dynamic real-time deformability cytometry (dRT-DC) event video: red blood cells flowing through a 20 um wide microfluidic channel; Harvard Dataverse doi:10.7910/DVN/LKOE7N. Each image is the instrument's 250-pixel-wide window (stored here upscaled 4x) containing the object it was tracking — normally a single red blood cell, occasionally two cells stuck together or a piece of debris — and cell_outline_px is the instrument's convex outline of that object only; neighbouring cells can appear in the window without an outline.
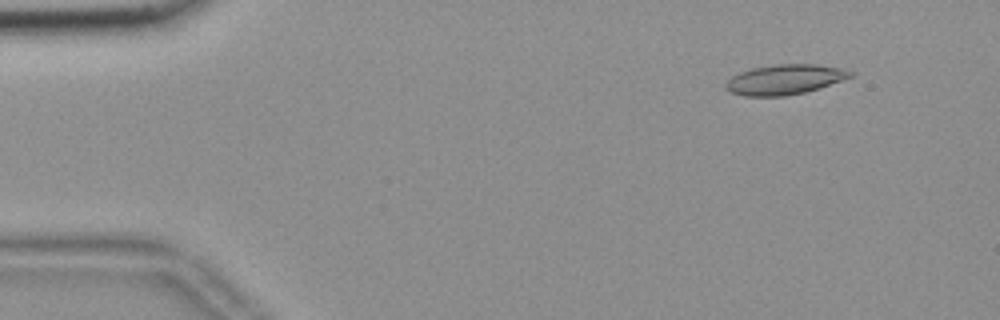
{"species": "common noctule bat (a hibernating species)", "species_latin": "Nyctalus noctula", "temperature_condition": "room temperature", "stored_images_in_passage": 55, "camera_frame_rate_fps": 3000, "um_per_image_px": 0.085, "animal": {"sex": "female", "body_mass_g": 18.4}, "frame": {"image": 1, "passage_image": 5, "time_ms": 1.333, "image_size_px": [1000, 320], "cell_outline_px": [[852, 76], [820, 88], [804, 92], [784, 96], [744, 96], [732, 92], [724, 88], [724, 84], [732, 76], [740, 72], [752, 68], [776, 64], [816, 64], [844, 68], [852, 72]], "centroid_in_image_um": [66.69, 6.75], "position_along_channel_um": 18.3, "area_um2": 21.73}}
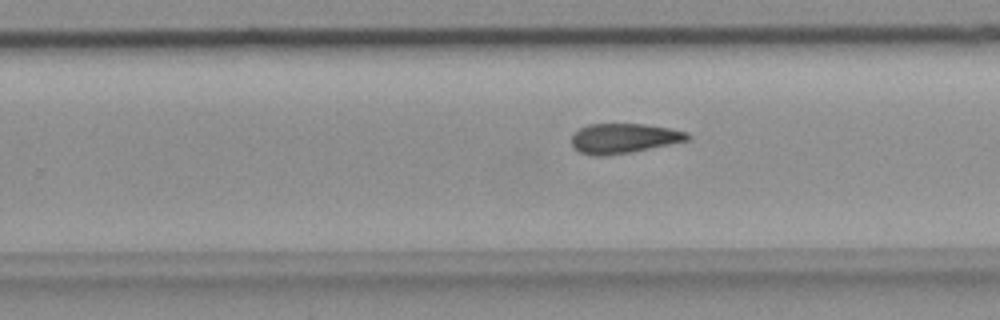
{"frame": {"image": 2, "passage_image": 34, "time_ms": 11.0, "image_size_px": [1000, 320], "cell_outline_px": [[692, 136], [688, 140], [632, 152], [608, 156], [592, 156], [580, 152], [572, 144], [572, 136], [580, 128], [588, 124], [644, 124], [668, 128], [688, 132]], "centroid_in_image_um": [53.03, 11.76], "position_along_channel_um": 276.8, "area_um2": 20.11}}
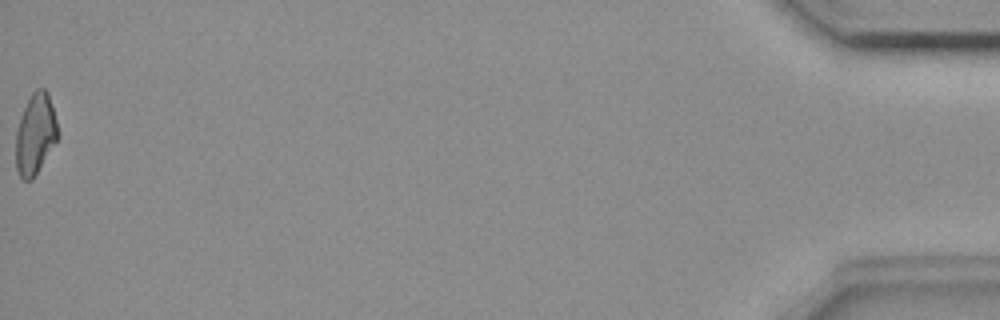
{"frame": {"image": 3, "passage_image": 55, "time_ms": 18.0, "image_size_px": [1000, 320], "cell_outline_px": [[60, 136], [32, 180], [24, 180], [20, 176], [16, 168], [16, 132], [20, 116], [32, 92], [36, 88], [44, 88], [48, 92], [56, 120]], "centroid_in_image_um": [3.01, 11.39], "position_along_channel_um": 432.2, "area_um2": 19.77}, "authors_computed_cell_mechanics": {"area_um2": 20.808, "velocity_mm_per_s": 3.6504, "shape_relaxation_time_tau1_ms": null, "shape_relaxation_time_tau2_ms": 7.5476, "deformation_change_tau1": null, "deformation_change_tau2": 0.1859}}